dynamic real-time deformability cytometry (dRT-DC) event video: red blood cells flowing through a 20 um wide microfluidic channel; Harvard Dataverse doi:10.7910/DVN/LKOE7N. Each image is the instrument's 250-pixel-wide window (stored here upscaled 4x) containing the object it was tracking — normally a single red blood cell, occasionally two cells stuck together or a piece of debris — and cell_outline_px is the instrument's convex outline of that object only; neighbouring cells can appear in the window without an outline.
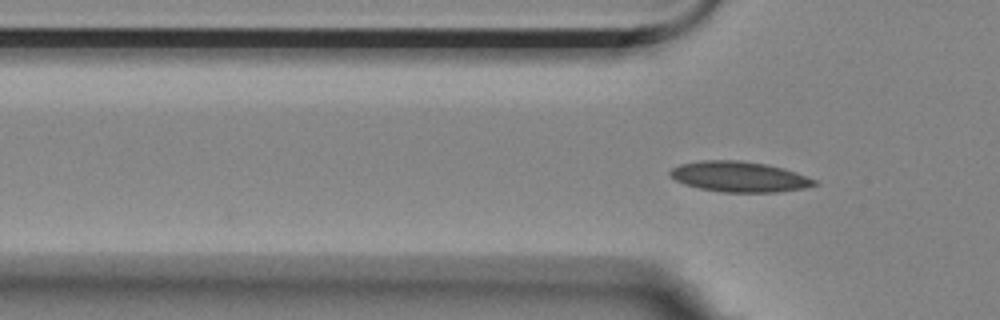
{"species": "Egyptian fruit bat (a non-hibernating species)", "species_latin": "Rousettus aegyptiacus", "temperature_condition": "room temperature", "stored_images_in_passage": 4, "camera_frame_rate_fps": 3000, "um_per_image_px": 0.085, "animal": {"sex": "female"}, "frame": {"image": 1, "passage_image": 4, "time_ms": 4.0, "image_size_px": [1000, 320], "cell_outline_px": [[820, 184], [804, 188], [776, 192], [724, 192], [700, 188], [684, 184], [668, 176], [668, 172], [672, 168], [680, 164], [700, 160], [740, 160], [764, 164], [784, 168], [796, 172], [816, 180]], "centroid_in_image_um": [62.82, 15.01], "position_along_channel_um": 63.0, "area_um2": 25.66}}